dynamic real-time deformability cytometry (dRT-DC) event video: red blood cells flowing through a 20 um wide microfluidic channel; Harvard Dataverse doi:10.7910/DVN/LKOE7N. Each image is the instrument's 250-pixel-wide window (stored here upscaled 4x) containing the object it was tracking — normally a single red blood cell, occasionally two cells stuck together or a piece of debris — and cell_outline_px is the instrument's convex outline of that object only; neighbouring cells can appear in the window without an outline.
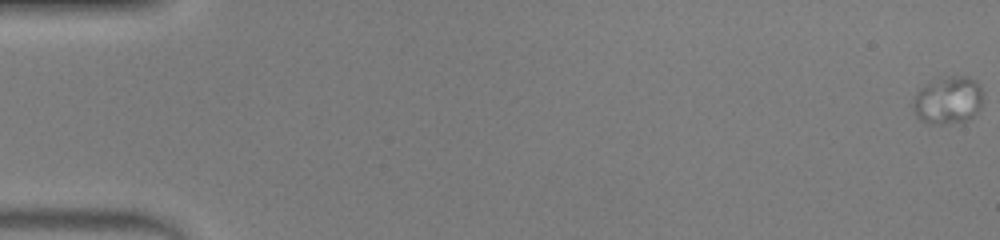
{"species": "human", "species_latin": "Homo sapiens", "temperature_condition": "warm", "stored_images_in_passage": 18, "camera_frame_rate_fps": 3000, "um_per_image_px": 0.085, "donor": {"sex": "male"}, "frame": {"image": 1, "passage_image": 1, "time_ms": 0.0, "image_size_px": [1000, 240], "cell_outline_px": [[984, 100], [980, 108], [968, 120], [940, 124], [928, 124], [920, 120], [916, 116], [912, 108], [912, 100], [916, 92], [924, 84], [948, 76], [968, 76], [976, 80], [980, 84], [984, 92]], "centroid_in_image_um": [80.59, 8.51], "position_along_channel_um": 4.4, "area_um2": 19.88}}
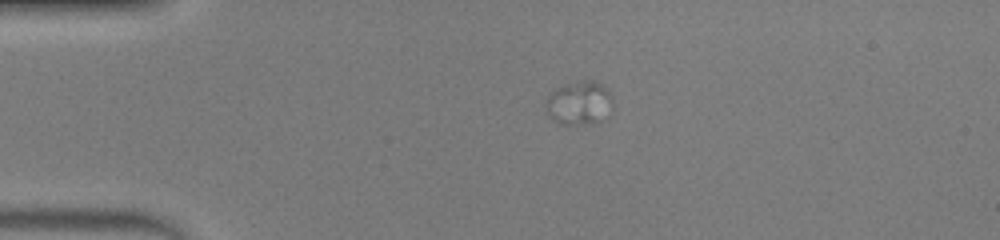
{"frame": {"image": 2, "passage_image": 13, "time_ms": 4.0, "image_size_px": [1000, 240], "cell_outline_px": [[612, 112], [604, 120], [572, 124], [560, 124], [552, 120], [548, 116], [544, 104], [548, 96], [556, 88], [564, 84], [576, 80], [592, 80], [604, 84], [612, 96]], "centroid_in_image_um": [49.24, 8.73], "position_along_channel_um": 35.8, "area_um2": 17.46}}